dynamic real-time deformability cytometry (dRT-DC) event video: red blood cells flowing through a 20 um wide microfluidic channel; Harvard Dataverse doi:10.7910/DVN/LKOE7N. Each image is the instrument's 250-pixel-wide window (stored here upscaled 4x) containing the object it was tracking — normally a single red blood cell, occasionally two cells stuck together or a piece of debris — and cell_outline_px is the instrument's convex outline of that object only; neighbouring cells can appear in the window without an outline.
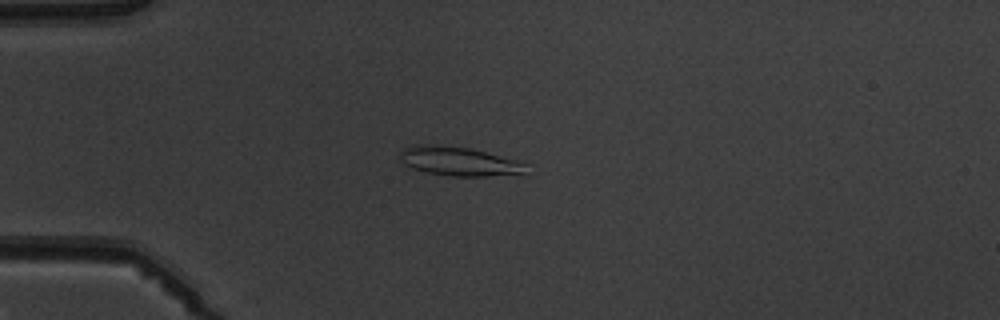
{"species": "common noctule bat (a hibernating species)", "species_latin": "Nyctalus noctula", "temperature_condition": "warm", "stored_images_in_passage": 4, "camera_frame_rate_fps": 3000, "um_per_image_px": 0.085, "animal": {"sex": "male", "body_mass_g": 19.5, "forearm_length_mm": 54.6}, "frame": {"image": 1, "passage_image": 4, "time_ms": 3.333, "image_size_px": [1000, 320], "cell_outline_px": [[528, 164], [524, 176], [448, 176], [424, 172], [412, 168], [404, 164], [400, 156], [400, 152], [404, 148], [416, 144], [436, 144], [472, 148], [524, 160]], "centroid_in_image_um": [39.17, 13.72], "position_along_channel_um": 45.8, "area_um2": 22.37}}